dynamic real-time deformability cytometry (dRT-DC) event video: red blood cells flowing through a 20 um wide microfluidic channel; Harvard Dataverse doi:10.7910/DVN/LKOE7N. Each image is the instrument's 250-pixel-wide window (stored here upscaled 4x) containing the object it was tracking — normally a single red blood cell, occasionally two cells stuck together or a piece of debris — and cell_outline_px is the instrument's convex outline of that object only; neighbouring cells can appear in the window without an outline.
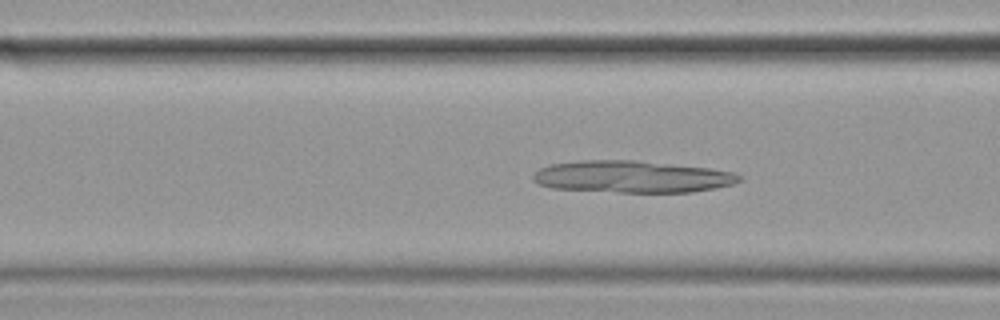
{"species": "common noctule bat (a hibernating species)", "species_latin": "Nyctalus noctula", "temperature_condition": "cold", "stored_images_in_passage": 55, "camera_frame_rate_fps": 3000, "um_per_image_px": 0.085, "animal": {"sex": "female", "body_mass_g": 19.9}, "frame": {"image": 1, "passage_image": 20, "time_ms": 6.333, "image_size_px": [1000, 320], "cell_outline_px": [[744, 180], [732, 184], [692, 192], [620, 192], [552, 188], [540, 184], [532, 180], [532, 176], [540, 168], [552, 164], [580, 160], [636, 160], [708, 168], [732, 172], [740, 176]], "centroid_in_image_um": [53.71, 15.01], "position_along_channel_um": 112.9, "area_um2": 38.15}}
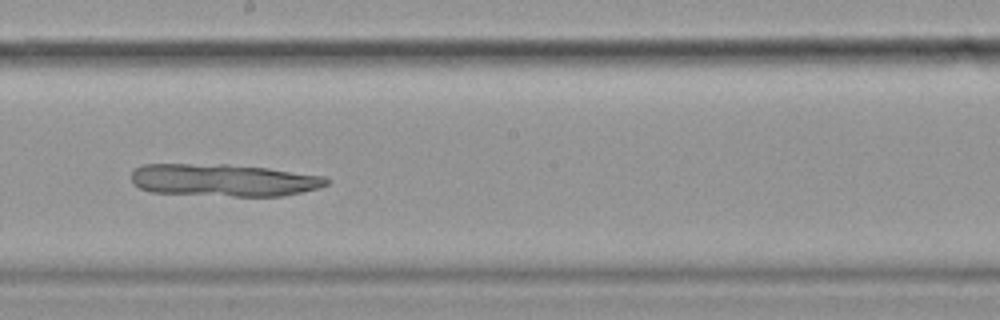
{"frame": {"image": 2, "passage_image": 30, "time_ms": 9.667, "image_size_px": [1000, 320], "cell_outline_px": [[328, 184], [316, 188], [284, 196], [232, 196], [152, 192], [140, 188], [132, 184], [132, 172], [136, 168], [144, 164], [228, 164], [268, 168], [324, 176], [328, 180]], "centroid_in_image_um": [18.98, 15.3], "position_along_channel_um": 229.2, "area_um2": 36.76}}
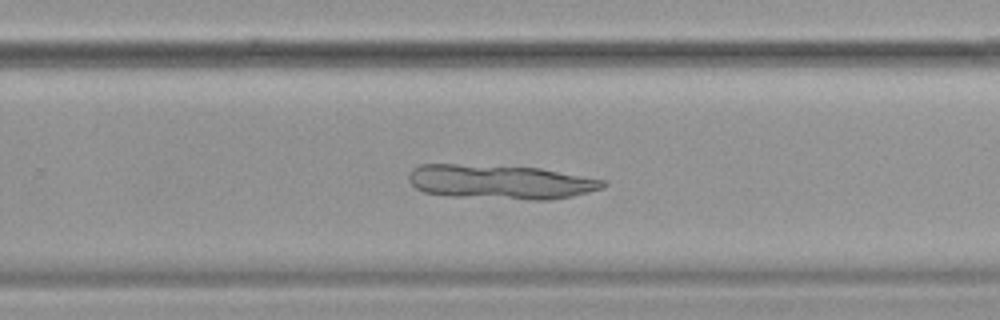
{"frame": {"image": 3, "passage_image": 35, "time_ms": 11.333, "image_size_px": [1000, 320], "cell_outline_px": [[608, 184], [604, 188], [572, 196], [548, 200], [528, 200], [448, 196], [424, 192], [416, 188], [408, 180], [408, 172], [412, 168], [420, 164], [456, 164], [540, 168], [604, 180]], "centroid_in_image_um": [42.5, 15.47], "position_along_channel_um": 287.3, "area_um2": 39.07}}